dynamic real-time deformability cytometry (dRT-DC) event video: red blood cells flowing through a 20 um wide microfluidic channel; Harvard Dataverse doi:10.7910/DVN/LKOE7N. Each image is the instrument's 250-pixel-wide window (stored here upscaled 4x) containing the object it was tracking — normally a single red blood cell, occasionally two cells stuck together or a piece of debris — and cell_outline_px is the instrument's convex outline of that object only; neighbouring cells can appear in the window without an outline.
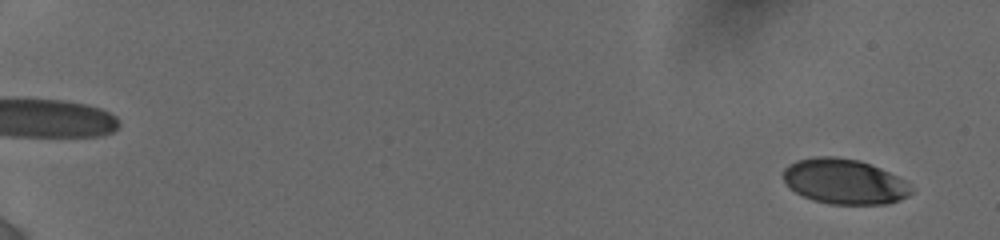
{"species": "human", "species_latin": "Homo sapiens", "temperature_condition": "cold", "stored_images_in_passage": 34, "camera_frame_rate_fps": 3000, "um_per_image_px": 0.085, "donor": {"sex": "female"}, "frame": {"image": 1, "passage_image": 2, "time_ms": 0.333, "image_size_px": [1000, 240], "cell_outline_px": [[912, 192], [908, 196], [900, 200], [888, 204], [828, 204], [812, 200], [796, 192], [784, 180], [784, 168], [788, 164], [796, 160], [816, 156], [836, 156], [860, 160], [880, 168], [904, 180], [908, 184]], "centroid_in_image_um": [71.76, 15.42], "position_along_channel_um": 13.2, "area_um2": 33.64}}
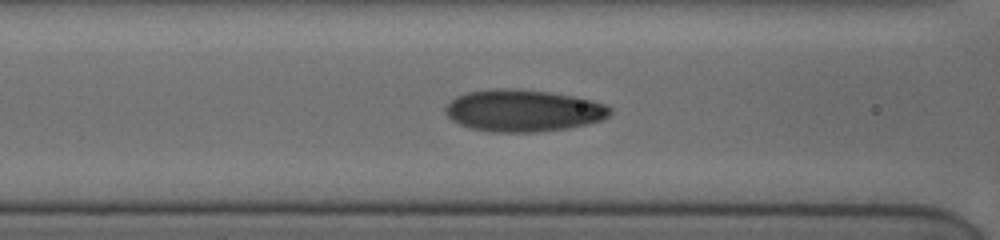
{"frame": {"image": 2, "passage_image": 25, "time_ms": 8.333, "image_size_px": [1000, 240], "cell_outline_px": [[612, 112], [608, 116], [600, 120], [588, 124], [568, 128], [532, 132], [492, 132], [472, 128], [460, 124], [452, 120], [444, 112], [444, 108], [456, 96], [468, 92], [496, 88], [516, 88], [548, 92], [572, 96], [592, 100], [604, 104], [612, 108]], "centroid_in_image_um": [44.47, 9.4], "position_along_channel_um": 122.1, "area_um2": 40.17}}
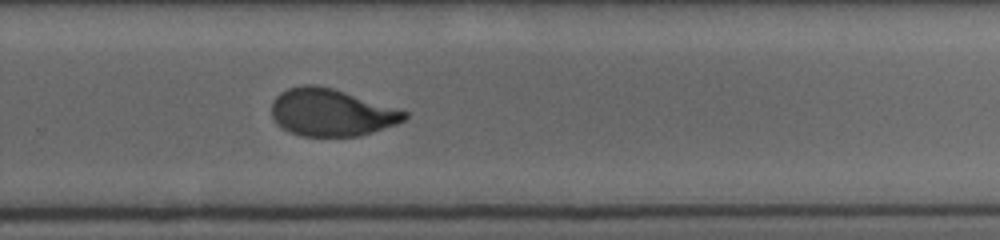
{"frame": {"image": 3, "passage_image": 34, "time_ms": 13.0, "image_size_px": [1000, 240], "cell_outline_px": [[408, 116], [404, 120], [396, 124], [360, 136], [300, 136], [288, 132], [276, 124], [272, 116], [272, 100], [280, 92], [288, 88], [300, 84], [316, 84], [332, 88], [408, 112]], "centroid_in_image_um": [28.1, 9.56], "position_along_channel_um": 301.7, "area_um2": 36.65}}